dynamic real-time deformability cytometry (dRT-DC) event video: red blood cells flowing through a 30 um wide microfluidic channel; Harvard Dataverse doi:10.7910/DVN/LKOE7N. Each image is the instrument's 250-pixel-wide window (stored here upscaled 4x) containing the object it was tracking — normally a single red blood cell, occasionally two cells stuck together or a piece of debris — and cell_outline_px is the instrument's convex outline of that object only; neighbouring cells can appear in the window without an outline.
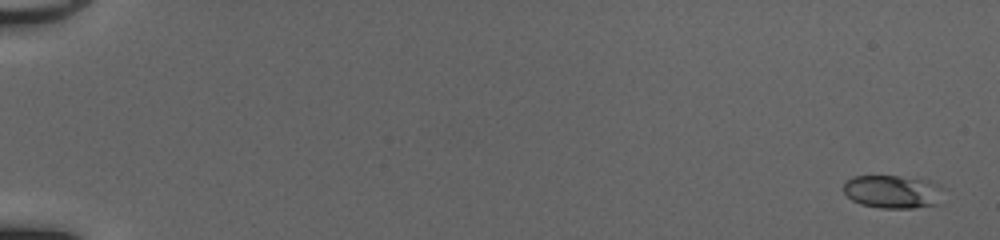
{"species": "common noctule bat (a hibernating species)", "species_latin": "Nyctalus noctula", "temperature_condition": "cold", "stored_images_in_passage": 51, "camera_frame_rate_fps": 3000, "um_per_image_px": 0.085, "animal": {"sex": "female", "body_mass_g": 20.0, "forearm_length_mm": 54.0}, "frame": {"image": 1, "passage_image": 1, "time_ms": 0.0, "image_size_px": [1000, 240], "cell_outline_px": [[948, 188], [940, 204], [912, 208], [880, 208], [860, 204], [852, 200], [844, 192], [844, 184], [852, 176], [900, 176], [928, 180], [940, 184]], "centroid_in_image_um": [76.0, 16.3], "position_along_channel_um": 9.0, "area_um2": 19.88}}
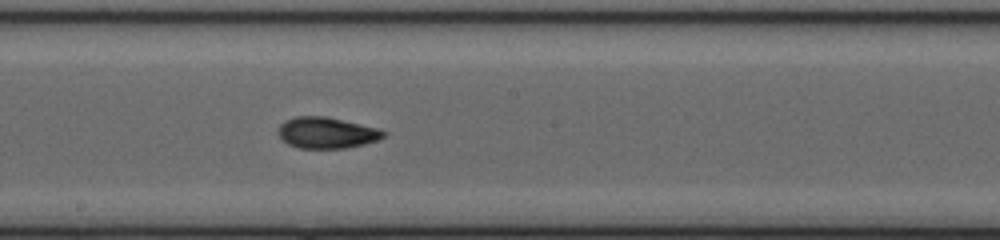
{"frame": {"image": 2, "passage_image": 30, "time_ms": 9.667, "image_size_px": [1000, 240], "cell_outline_px": [[388, 132], [384, 136], [376, 140], [364, 144], [344, 148], [300, 148], [288, 144], [276, 132], [280, 124], [284, 120], [296, 116], [328, 116], [376, 128]], "centroid_in_image_um": [27.73, 11.27], "position_along_channel_um": 220.5, "area_um2": 19.07}}
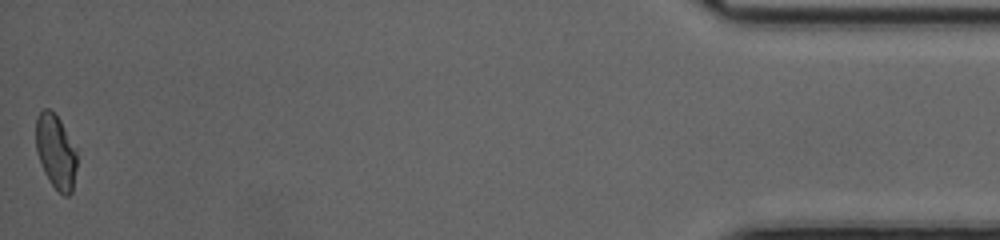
{"frame": {"image": 3, "passage_image": 51, "time_ms": 16.667, "image_size_px": [1000, 240], "cell_outline_px": [[76, 168], [72, 192], [68, 196], [64, 196], [52, 184], [44, 172], [36, 152], [36, 116], [44, 108], [48, 108], [60, 120], [76, 148]], "centroid_in_image_um": [4.74, 12.88], "position_along_channel_um": 430.5, "area_um2": 17.63}, "authors_computed_cell_mechanics": {"area_um2": 18.3226, "velocity_mm_per_s": 4.1588, "shape_relaxation_time_tau1_ms": 5.0086, "shape_relaxation_time_tau2_ms": 1.3898, "deformation_change_tau1": 0.1505, "deformation_change_tau2": 0.0693}}